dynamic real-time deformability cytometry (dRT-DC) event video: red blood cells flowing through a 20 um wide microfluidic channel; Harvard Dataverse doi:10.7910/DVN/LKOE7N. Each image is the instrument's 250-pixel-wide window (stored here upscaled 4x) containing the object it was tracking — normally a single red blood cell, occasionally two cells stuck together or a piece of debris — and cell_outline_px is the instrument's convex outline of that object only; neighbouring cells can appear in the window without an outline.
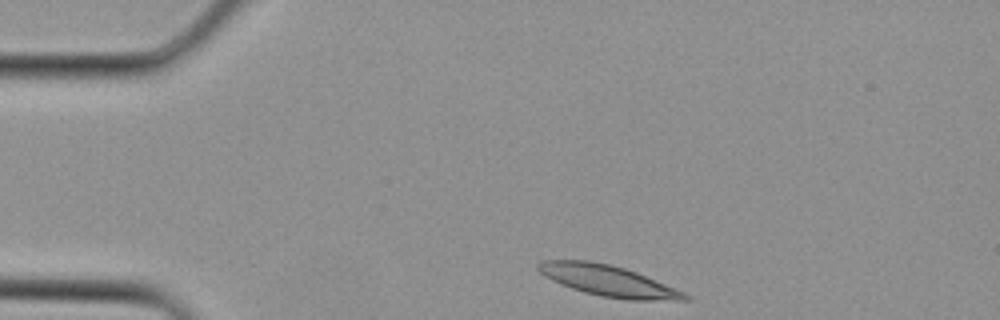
{"species": "Egyptian fruit bat (a non-hibernating species)", "species_latin": "Rousettus aegyptiacus", "temperature_condition": "cold", "stored_images_in_passage": 2, "camera_frame_rate_fps": 3000, "um_per_image_px": 0.085, "animal": {"sex": "female"}, "frame": {"image": 1, "passage_image": 1, "time_ms": 0.0, "image_size_px": [1000, 320], "cell_outline_px": [[692, 300], [628, 300], [600, 296], [584, 292], [560, 284], [544, 276], [536, 268], [536, 264], [544, 260], [588, 260], [608, 264], [624, 268], [636, 272], [684, 292], [692, 296]], "centroid_in_image_um": [51.69, 23.87], "position_along_channel_um": 33.3, "area_um2": 26.41}}
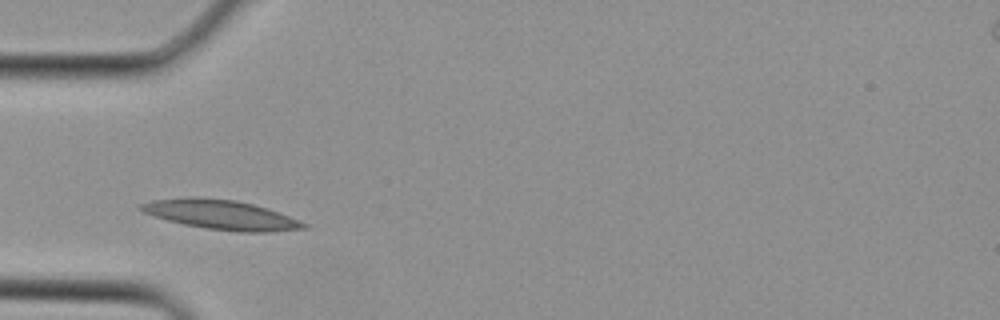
{"frame": {"image": 2, "passage_image": 2, "time_ms": 0.333, "image_size_px": [1000, 320], "cell_outline_px": [[308, 228], [268, 232], [240, 232], [208, 228], [184, 224], [168, 220], [144, 212], [136, 208], [140, 204], [152, 200], [188, 196], [192, 196], [236, 200], [252, 204], [288, 216], [308, 224]], "centroid_in_image_um": [18.75, 18.24], "position_along_channel_um": 66.2, "area_um2": 27.69}}